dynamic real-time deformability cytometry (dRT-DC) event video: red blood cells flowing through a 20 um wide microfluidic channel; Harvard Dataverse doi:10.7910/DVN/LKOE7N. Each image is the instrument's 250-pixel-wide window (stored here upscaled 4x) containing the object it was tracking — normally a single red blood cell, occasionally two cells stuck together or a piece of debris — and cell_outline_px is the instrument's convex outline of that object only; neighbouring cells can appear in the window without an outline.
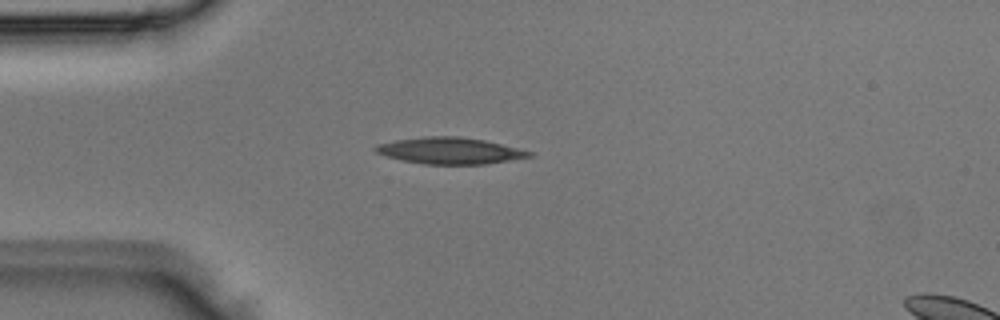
{"species": "Egyptian fruit bat (a non-hibernating species)", "species_latin": "Rousettus aegyptiacus", "temperature_condition": "room temperature", "stored_images_in_passage": 2, "segment_of_instrument_passage": [1, 2], "camera_frame_rate_fps": 3000, "um_per_image_px": 0.085, "animal": {"sex": "male"}, "frame": {"image": 1, "passage_image": 1, "time_ms": 0.0, "image_size_px": [1000, 320], "cell_outline_px": [[532, 156], [484, 164], [424, 164], [404, 160], [388, 156], [376, 152], [372, 148], [376, 144], [396, 140], [424, 136], [460, 136], [484, 140], [532, 152]], "centroid_in_image_um": [38.19, 12.8], "position_along_channel_um": 46.8, "area_um2": 23.35}}